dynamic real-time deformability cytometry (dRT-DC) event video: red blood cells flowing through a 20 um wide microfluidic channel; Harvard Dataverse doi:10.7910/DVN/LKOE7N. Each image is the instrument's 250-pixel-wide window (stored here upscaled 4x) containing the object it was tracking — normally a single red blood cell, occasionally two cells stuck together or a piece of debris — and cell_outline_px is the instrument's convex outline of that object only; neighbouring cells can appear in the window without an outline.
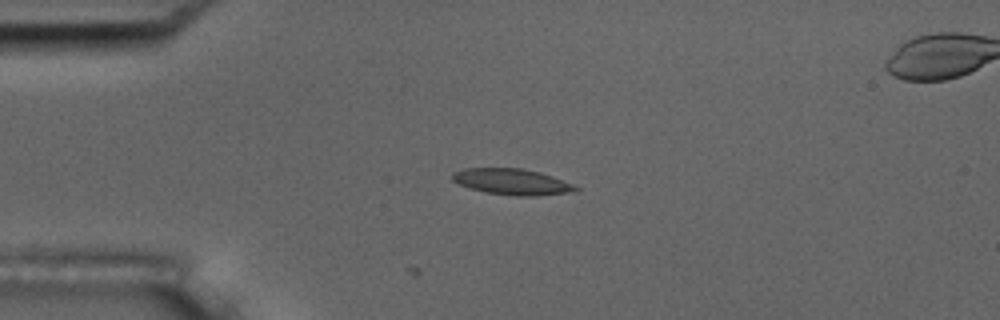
{"species": "common noctule bat (a hibernating species)", "species_latin": "Nyctalus noctula", "temperature_condition": "room temperature", "stored_images_in_passage": 13, "camera_frame_rate_fps": 3000, "um_per_image_px": 0.085, "animal": {"sex": "male", "body_mass_g": 17.5, "forearm_length_mm": 52.3}, "frame": {"image": 1, "passage_image": 13, "time_ms": 4.0, "image_size_px": [1000, 320], "cell_outline_px": [[580, 188], [576, 192], [532, 196], [516, 196], [484, 192], [468, 188], [452, 180], [452, 172], [464, 168], [524, 168], [540, 172], [552, 176], [572, 184]], "centroid_in_image_um": [43.51, 15.45], "position_along_channel_um": 41.5, "area_um2": 18.84}}